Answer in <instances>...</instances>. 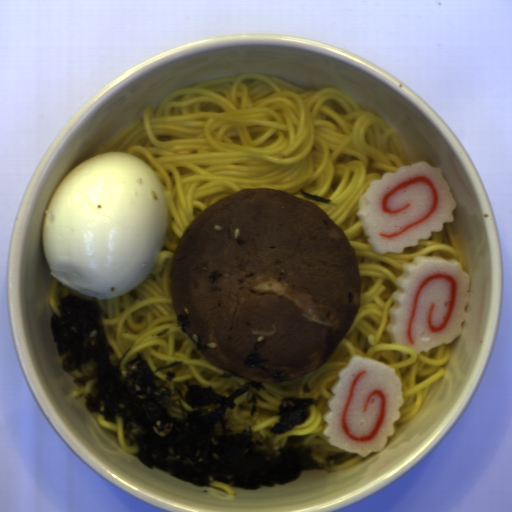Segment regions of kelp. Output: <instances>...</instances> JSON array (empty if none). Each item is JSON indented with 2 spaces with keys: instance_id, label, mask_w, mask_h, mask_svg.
I'll return each instance as SVG.
<instances>
[{
  "instance_id": "kelp-1",
  "label": "kelp",
  "mask_w": 512,
  "mask_h": 512,
  "mask_svg": "<svg viewBox=\"0 0 512 512\" xmlns=\"http://www.w3.org/2000/svg\"><path fill=\"white\" fill-rule=\"evenodd\" d=\"M59 315L51 316L50 330L64 372L77 369L74 385L84 388L86 409L105 420H123L127 447L137 446V458L147 467L198 487L218 481L239 489L258 490L298 480L304 471L323 470L357 457L353 452H328L323 463L305 442L309 435L288 436L282 448L254 432L244 422L241 432L226 427L228 409L235 399L251 389L266 390L262 382L247 381L229 396L195 380L175 384L176 371L157 372L184 361H174L153 370L143 353H137L121 372L131 348L111 364L114 353L104 330L105 311L98 298L75 294L57 302Z\"/></svg>"
},
{
  "instance_id": "kelp-3",
  "label": "kelp",
  "mask_w": 512,
  "mask_h": 512,
  "mask_svg": "<svg viewBox=\"0 0 512 512\" xmlns=\"http://www.w3.org/2000/svg\"><path fill=\"white\" fill-rule=\"evenodd\" d=\"M269 361V359H265L260 355V352H253L249 354L244 360V364L246 368H258L261 367V363Z\"/></svg>"
},
{
  "instance_id": "kelp-7",
  "label": "kelp",
  "mask_w": 512,
  "mask_h": 512,
  "mask_svg": "<svg viewBox=\"0 0 512 512\" xmlns=\"http://www.w3.org/2000/svg\"><path fill=\"white\" fill-rule=\"evenodd\" d=\"M248 405H251L250 407V410H249V414H250V417L254 415L257 407H258V398L256 396V394H249L248 396Z\"/></svg>"
},
{
  "instance_id": "kelp-5",
  "label": "kelp",
  "mask_w": 512,
  "mask_h": 512,
  "mask_svg": "<svg viewBox=\"0 0 512 512\" xmlns=\"http://www.w3.org/2000/svg\"><path fill=\"white\" fill-rule=\"evenodd\" d=\"M188 337L190 338V340L192 341L193 345L195 346L196 351L200 352L201 350L208 349L206 344L205 345H201V343H202L201 335L190 334V336H188Z\"/></svg>"
},
{
  "instance_id": "kelp-4",
  "label": "kelp",
  "mask_w": 512,
  "mask_h": 512,
  "mask_svg": "<svg viewBox=\"0 0 512 512\" xmlns=\"http://www.w3.org/2000/svg\"><path fill=\"white\" fill-rule=\"evenodd\" d=\"M299 192L305 197V198H308L310 200H313V201H317V202H320V203H324V204H330L332 203L331 199H325L321 196H317V195H313V194H309V193H306L301 187L298 188Z\"/></svg>"
},
{
  "instance_id": "kelp-8",
  "label": "kelp",
  "mask_w": 512,
  "mask_h": 512,
  "mask_svg": "<svg viewBox=\"0 0 512 512\" xmlns=\"http://www.w3.org/2000/svg\"><path fill=\"white\" fill-rule=\"evenodd\" d=\"M287 373L285 370H281V371H275L274 373H272V380L276 383V384H281L282 382H284V380L287 378Z\"/></svg>"
},
{
  "instance_id": "kelp-2",
  "label": "kelp",
  "mask_w": 512,
  "mask_h": 512,
  "mask_svg": "<svg viewBox=\"0 0 512 512\" xmlns=\"http://www.w3.org/2000/svg\"><path fill=\"white\" fill-rule=\"evenodd\" d=\"M315 401L310 398H291L282 399L279 406V422L271 428L273 433H282L290 431L296 424H301L309 415V407Z\"/></svg>"
},
{
  "instance_id": "kelp-6",
  "label": "kelp",
  "mask_w": 512,
  "mask_h": 512,
  "mask_svg": "<svg viewBox=\"0 0 512 512\" xmlns=\"http://www.w3.org/2000/svg\"><path fill=\"white\" fill-rule=\"evenodd\" d=\"M176 322L178 327H180V330L184 333L186 332L185 328H190V321L187 317V315L179 314L176 318Z\"/></svg>"
}]
</instances>
